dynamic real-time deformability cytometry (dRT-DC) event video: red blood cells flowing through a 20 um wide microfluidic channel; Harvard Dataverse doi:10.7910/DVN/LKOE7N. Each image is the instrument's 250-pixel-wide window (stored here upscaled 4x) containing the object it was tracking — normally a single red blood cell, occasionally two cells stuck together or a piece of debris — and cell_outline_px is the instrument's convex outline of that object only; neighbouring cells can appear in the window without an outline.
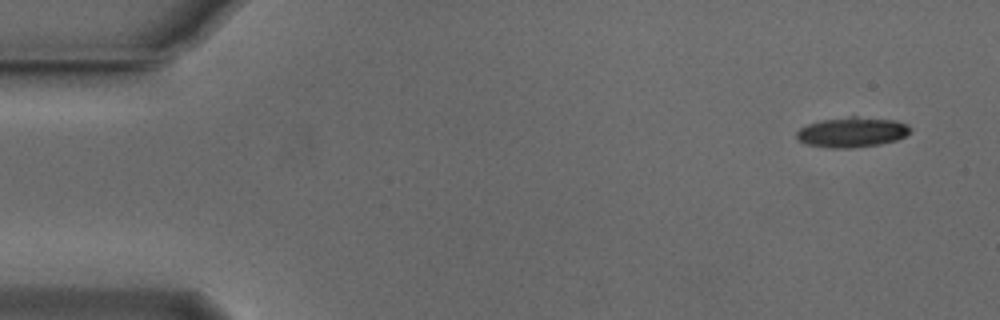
{"species": "Egyptian fruit bat (a non-hibernating species)", "species_latin": "Rousettus aegyptiacus", "temperature_condition": "cold", "stored_images_in_passage": 51, "camera_frame_rate_fps": 3000, "um_per_image_px": 0.085, "animal": {"sex": "male"}, "frame": {"image": 1, "passage_image": 1, "time_ms": 0.0, "image_size_px": [1000, 320], "cell_outline_px": [[912, 128], [904, 136], [896, 140], [880, 144], [852, 148], [828, 148], [804, 144], [796, 140], [796, 132], [800, 128], [808, 124], [824, 120], [852, 116], [856, 116], [892, 120], [908, 124]], "centroid_in_image_um": [72.38, 11.25], "position_along_channel_um": 12.6, "area_um2": 19.94}}
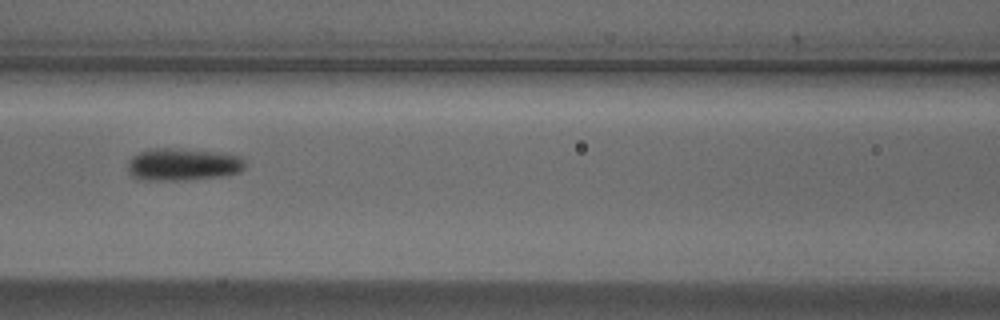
{"frame": {"image": 2, "passage_image": 21, "time_ms": 6.667, "image_size_px": [1000, 320], "cell_outline_px": [[244, 168], [240, 172], [220, 176], [180, 180], [140, 180], [132, 176], [128, 172], [128, 160], [132, 156], [148, 148], [180, 148], [212, 152], [240, 156], [244, 160]], "centroid_in_image_um": [15.48, 13.97], "position_along_channel_um": 151.1, "area_um2": 22.08}}
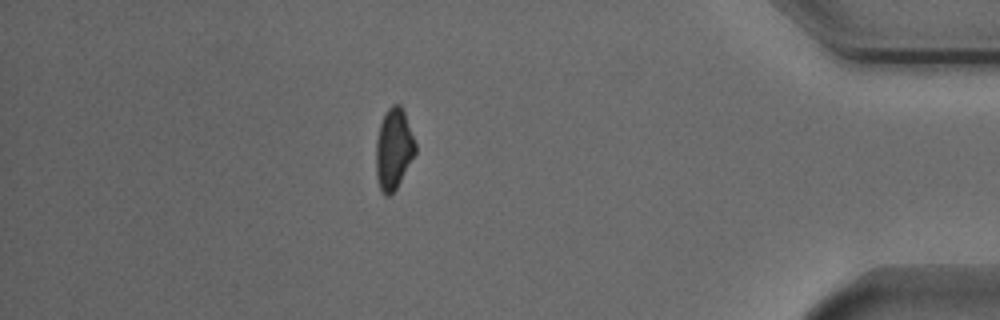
{"frame": {"image": 3, "passage_image": 44, "time_ms": 14.333, "image_size_px": [1000, 320], "cell_outline_px": [[416, 152], [396, 188], [388, 196], [384, 196], [380, 192], [376, 176], [376, 140], [380, 124], [388, 108], [392, 104], [400, 104], [404, 112], [416, 144]], "centroid_in_image_um": [33.44, 12.68], "position_along_channel_um": 401.8, "area_um2": 18.44}, "authors_computed_cell_mechanics": {"area_um2": 20.2878, "velocity_mm_per_s": 3.8449, "shape_relaxation_time_tau1_ms": 4.7079, "shape_relaxation_time_tau2_ms": 4.5858, "deformation_change_tau1": 0.1486, "deformation_change_tau2": 0.1137}}